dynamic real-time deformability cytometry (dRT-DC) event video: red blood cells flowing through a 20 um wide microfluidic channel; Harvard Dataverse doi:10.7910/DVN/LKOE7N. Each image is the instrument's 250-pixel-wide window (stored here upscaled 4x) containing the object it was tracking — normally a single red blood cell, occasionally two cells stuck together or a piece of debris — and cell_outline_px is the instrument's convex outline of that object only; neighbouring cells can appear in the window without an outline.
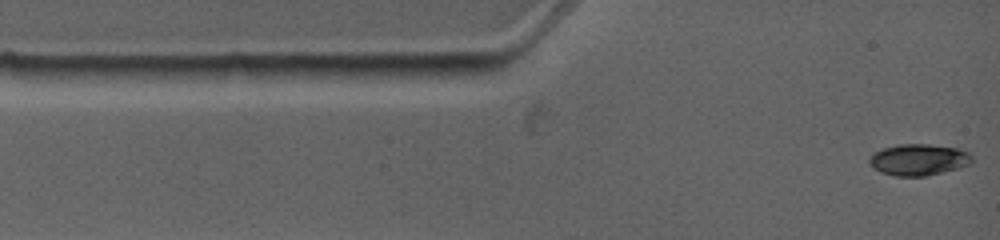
{"species": "common noctule bat (a hibernating species)", "species_latin": "Nyctalus noctula", "temperature_condition": "warm", "stored_images_in_passage": 7, "camera_frame_rate_fps": 4500, "um_per_image_px": 0.085, "animal": {"sex": "female", "body_mass_g": 19.0, "forearm_length_mm": 53.3}, "frame": {"image": 1, "passage_image": 1, "time_ms": 0.0, "image_size_px": [1000, 240], "cell_outline_px": [[972, 160], [968, 164], [956, 168], [924, 176], [896, 176], [880, 172], [868, 160], [876, 152], [884, 148], [900, 144], [928, 144], [956, 148], [968, 152], [972, 156]], "centroid_in_image_um": [78.09, 13.57], "position_along_channel_um": 6.9, "area_um2": 18.26}}
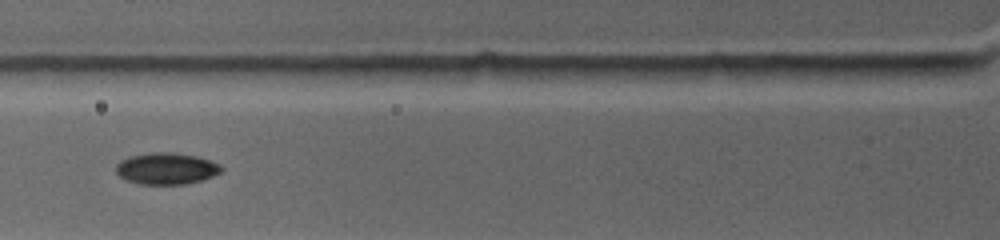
{"frame": {"image": 2, "passage_image": 5, "time_ms": 3.778, "image_size_px": [1000, 240], "cell_outline_px": [[224, 168], [220, 172], [212, 176], [188, 184], [140, 184], [128, 180], [120, 176], [116, 172], [116, 164], [120, 160], [128, 156], [148, 152], [164, 152], [196, 156], [220, 164]], "centroid_in_image_um": [14.12, 14.32], "position_along_channel_um": 111.7, "area_um2": 19.31}}
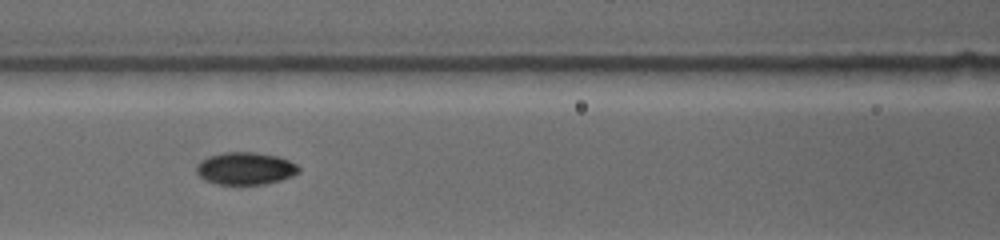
{"frame": {"image": 3, "passage_image": 6, "time_ms": 4.667, "image_size_px": [1000, 240], "cell_outline_px": [[300, 172], [292, 176], [280, 180], [264, 184], [216, 184], [204, 180], [196, 172], [196, 164], [200, 160], [208, 156], [224, 152], [256, 152], [276, 156], [288, 160], [296, 164], [300, 168]], "centroid_in_image_um": [20.83, 14.31], "position_along_channel_um": 145.8, "area_um2": 19.42}}